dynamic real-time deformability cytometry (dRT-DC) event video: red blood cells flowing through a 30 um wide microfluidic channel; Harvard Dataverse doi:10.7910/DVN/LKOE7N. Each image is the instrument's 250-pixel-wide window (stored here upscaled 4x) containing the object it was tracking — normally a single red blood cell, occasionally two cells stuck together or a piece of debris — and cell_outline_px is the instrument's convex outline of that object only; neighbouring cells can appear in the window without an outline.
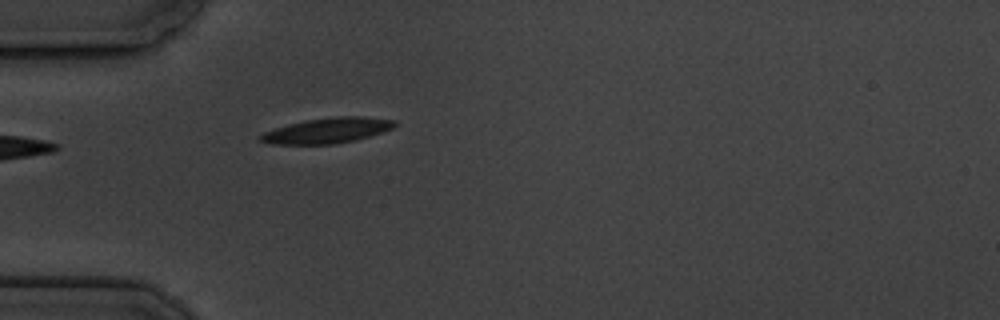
{"species": "common noctule bat (a hibernating species)", "species_latin": "Nyctalus noctula", "temperature_condition": "cold", "stored_images_in_passage": 3, "camera_frame_rate_fps": 3000, "um_per_image_px": 0.085, "animal": {"sex": "male", "body_mass_g": 19.5, "forearm_length_mm": 54.6}, "frame": {"image": 1, "passage_image": 3, "time_ms": 2.333, "image_size_px": [1000, 320], "cell_outline_px": [[396, 124], [392, 128], [356, 140], [332, 144], [272, 144], [260, 140], [260, 136], [264, 132], [288, 124], [304, 120], [336, 116], [364, 116], [396, 120]], "centroid_in_image_um": [27.83, 11.08], "position_along_channel_um": 57.2, "area_um2": 19.65}}